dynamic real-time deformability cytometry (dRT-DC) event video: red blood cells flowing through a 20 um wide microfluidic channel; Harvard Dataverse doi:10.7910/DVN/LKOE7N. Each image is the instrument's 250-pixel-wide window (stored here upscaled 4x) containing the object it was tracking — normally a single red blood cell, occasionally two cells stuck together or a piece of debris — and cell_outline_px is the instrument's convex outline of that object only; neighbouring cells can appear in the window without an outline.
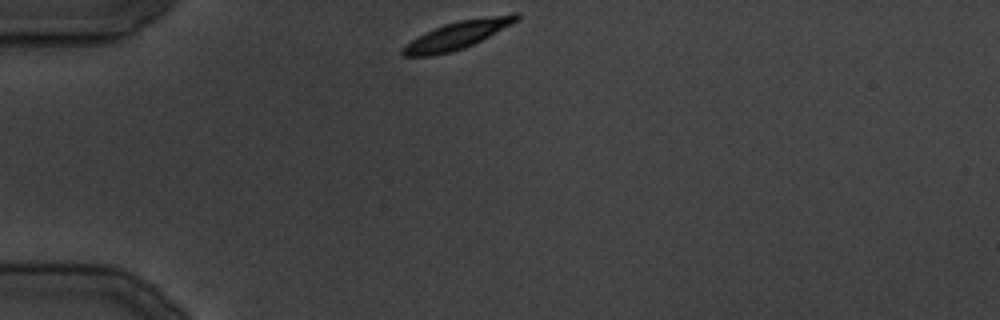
{"species": "common noctule bat (a hibernating species)", "species_latin": "Nyctalus noctula", "temperature_condition": "cold", "stored_images_in_passage": 24, "camera_frame_rate_fps": 3000, "um_per_image_px": 0.085, "animal": {"sex": "male", "body_mass_g": 19.5, "forearm_length_mm": 54.6}, "frame": {"image": 1, "passage_image": 1, "time_ms": 0.0, "image_size_px": [1000, 320], "cell_outline_px": [[520, 20], [464, 48], [452, 52], [432, 56], [404, 56], [400, 52], [400, 48], [416, 36], [424, 32], [444, 24], [460, 20], [512, 12], [516, 12], [520, 16]], "centroid_in_image_um": [38.85, 2.97], "position_along_channel_um": 46.1, "area_um2": 18.61}}
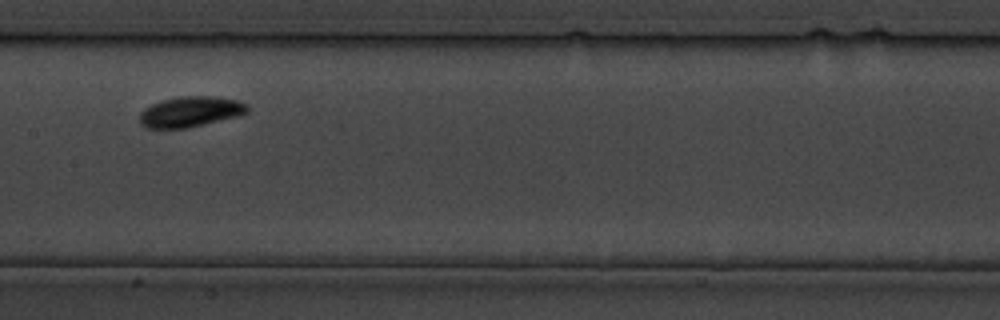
{"frame": {"image": 2, "passage_image": 10, "time_ms": 11.333, "image_size_px": [1000, 320], "cell_outline_px": [[248, 112], [236, 116], [188, 128], [148, 128], [140, 124], [140, 112], [144, 108], [152, 104], [164, 100], [180, 96], [212, 96], [236, 100], [248, 104]], "centroid_in_image_um": [16.17, 9.49], "position_along_channel_um": 191.2, "area_um2": 18.96}}
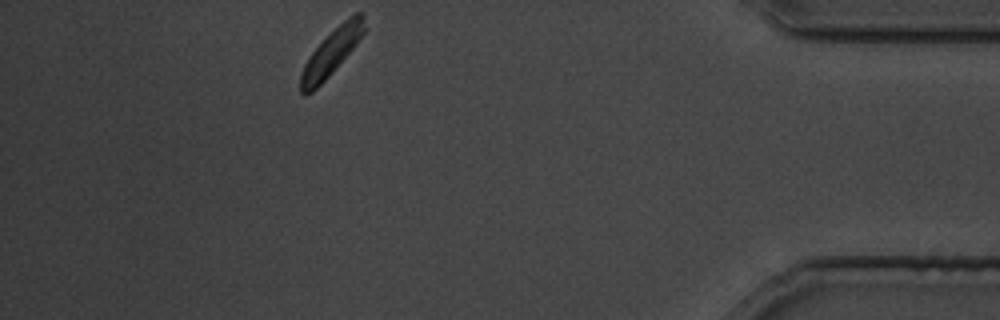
{"frame": {"image": 3, "passage_image": 24, "time_ms": 28.333, "image_size_px": [1000, 320], "cell_outline_px": [[364, 32], [352, 48], [328, 76], [312, 92], [304, 96], [300, 92], [300, 76], [304, 64], [308, 56], [348, 16], [356, 12], [364, 12]], "centroid_in_image_um": [28.14, 4.46], "position_along_channel_um": 407.1, "area_um2": 16.42}}